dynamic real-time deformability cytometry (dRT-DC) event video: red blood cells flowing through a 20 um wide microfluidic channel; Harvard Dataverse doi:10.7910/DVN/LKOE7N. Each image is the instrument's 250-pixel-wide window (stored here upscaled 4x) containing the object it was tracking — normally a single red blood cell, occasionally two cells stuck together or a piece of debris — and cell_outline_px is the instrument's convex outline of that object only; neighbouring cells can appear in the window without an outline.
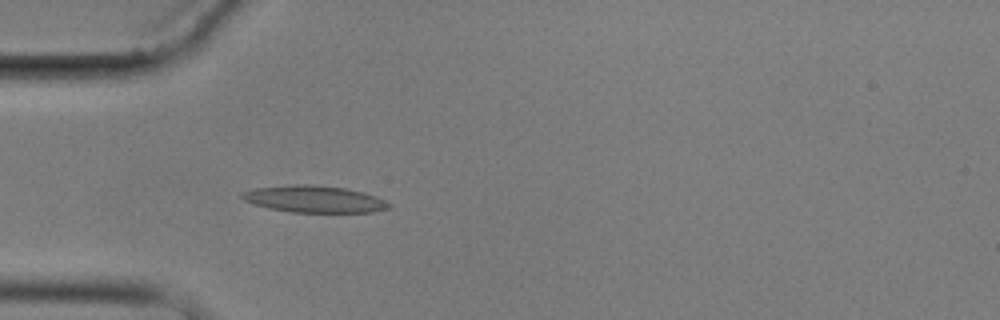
{"species": "common noctule bat (a hibernating species)", "species_latin": "Nyctalus noctula", "temperature_condition": "cold", "stored_images_in_passage": 5, "camera_frame_rate_fps": 3000, "um_per_image_px": 0.085, "animal": {"sex": "male", "body_mass_g": 17.9}, "frame": {"image": 1, "passage_image": 5, "time_ms": 4.667, "image_size_px": [1000, 320], "cell_outline_px": [[392, 204], [388, 208], [372, 212], [292, 212], [268, 208], [244, 200], [240, 196], [240, 192], [256, 188], [292, 184], [308, 184], [344, 188], [364, 192], [376, 196]], "centroid_in_image_um": [26.7, 16.92], "position_along_channel_um": 58.3, "area_um2": 22.89}}